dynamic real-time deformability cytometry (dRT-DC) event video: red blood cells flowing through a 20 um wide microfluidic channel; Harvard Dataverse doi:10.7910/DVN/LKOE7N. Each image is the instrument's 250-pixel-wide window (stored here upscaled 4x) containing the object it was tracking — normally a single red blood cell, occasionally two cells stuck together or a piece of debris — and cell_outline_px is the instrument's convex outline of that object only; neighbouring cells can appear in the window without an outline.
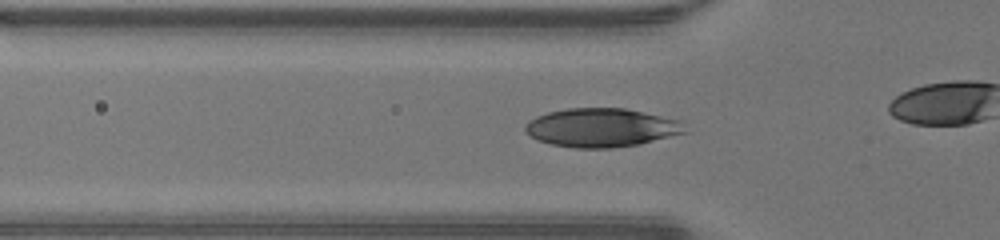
{"species": "human", "species_latin": "Homo sapiens", "temperature_condition": "warm", "stored_images_in_passage": 37, "camera_frame_rate_fps": 3000, "um_per_image_px": 0.085, "donor": {"sex": "male"}, "frame": {"image": 1, "passage_image": 15, "time_ms": 4.667, "image_size_px": [1000, 240], "cell_outline_px": [[688, 132], [640, 144], [612, 148], [576, 148], [552, 144], [540, 140], [524, 132], [524, 124], [528, 120], [536, 116], [548, 112], [568, 108], [624, 108], [680, 120]], "centroid_in_image_um": [51.11, 10.85], "position_along_channel_um": 74.7, "area_um2": 36.01}}
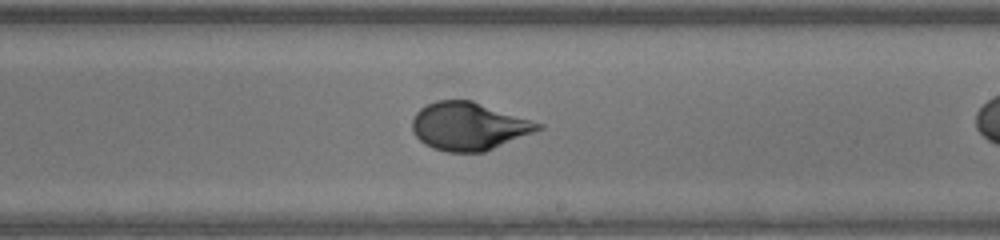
{"frame": {"image": 2, "passage_image": 27, "time_ms": 8.667, "image_size_px": [1000, 240], "cell_outline_px": [[544, 128], [484, 152], [448, 152], [432, 148], [424, 144], [412, 132], [412, 120], [416, 112], [420, 108], [436, 100], [472, 100], [544, 124]], "centroid_in_image_um": [39.83, 10.73], "position_along_channel_um": 249.2, "area_um2": 35.14}}
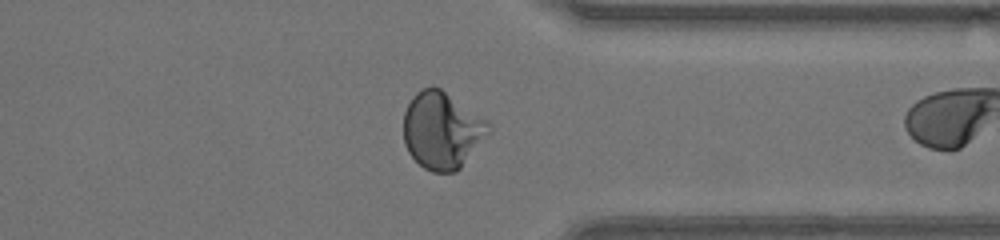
{"frame": {"image": 3, "passage_image": 36, "time_ms": 11.667, "image_size_px": [1000, 240], "cell_outline_px": [[492, 128], [460, 168], [456, 172], [432, 172], [424, 168], [408, 152], [404, 144], [404, 112], [412, 96], [416, 92], [424, 88], [440, 88], [488, 120], [492, 124]], "centroid_in_image_um": [37.56, 11.08], "position_along_channel_um": 373.8, "area_um2": 37.86}}